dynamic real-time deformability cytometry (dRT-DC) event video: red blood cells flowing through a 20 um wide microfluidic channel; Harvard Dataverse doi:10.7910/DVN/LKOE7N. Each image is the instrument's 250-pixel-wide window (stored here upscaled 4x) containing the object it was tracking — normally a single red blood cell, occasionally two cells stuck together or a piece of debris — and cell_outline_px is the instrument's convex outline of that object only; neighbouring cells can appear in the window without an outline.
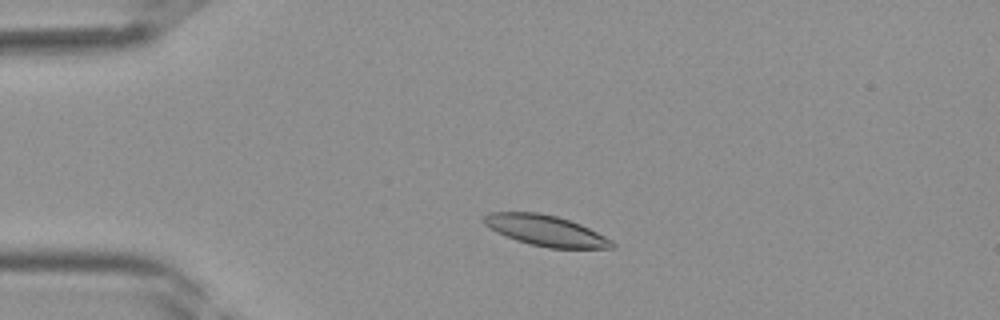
{"species": "Egyptian fruit bat (a non-hibernating species)", "species_latin": "Rousettus aegyptiacus", "temperature_condition": "room temperature", "stored_images_in_passage": 38, "camera_frame_rate_fps": 3000, "um_per_image_px": 0.085, "frame": {"image": 1, "passage_image": 7, "time_ms": 2.0, "image_size_px": [1000, 320], "cell_outline_px": [[616, 248], [548, 248], [528, 244], [516, 240], [484, 224], [480, 220], [488, 212], [540, 212], [556, 216], [580, 224], [612, 240], [616, 244]], "centroid_in_image_um": [46.39, 19.6], "position_along_channel_um": 38.6, "area_um2": 22.77}}
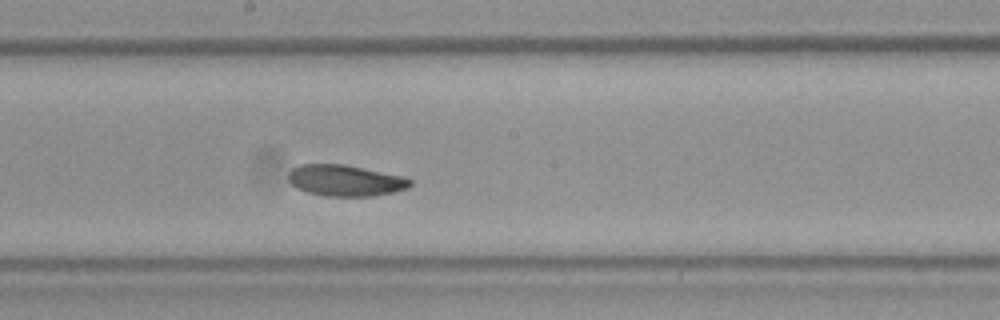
{"frame": {"image": 2, "passage_image": 20, "time_ms": 6.333, "image_size_px": [1000, 320], "cell_outline_px": [[412, 184], [408, 188], [392, 192], [372, 196], [324, 196], [308, 192], [296, 188], [288, 180], [288, 172], [292, 168], [300, 164], [344, 164], [400, 176], [412, 180]], "centroid_in_image_um": [29.3, 15.34], "position_along_channel_um": 218.9, "area_um2": 22.02}}
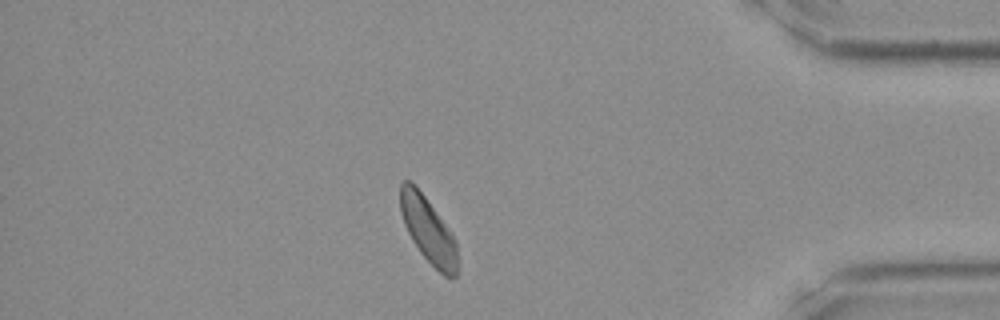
{"frame": {"image": 3, "passage_image": 33, "time_ms": 10.667, "image_size_px": [1000, 320], "cell_outline_px": [[456, 276], [444, 276], [420, 252], [412, 240], [404, 224], [400, 212], [400, 184], [404, 180], [412, 180], [452, 232], [456, 240]], "centroid_in_image_um": [36.36, 19.49], "position_along_channel_um": 398.8, "area_um2": 21.62}}